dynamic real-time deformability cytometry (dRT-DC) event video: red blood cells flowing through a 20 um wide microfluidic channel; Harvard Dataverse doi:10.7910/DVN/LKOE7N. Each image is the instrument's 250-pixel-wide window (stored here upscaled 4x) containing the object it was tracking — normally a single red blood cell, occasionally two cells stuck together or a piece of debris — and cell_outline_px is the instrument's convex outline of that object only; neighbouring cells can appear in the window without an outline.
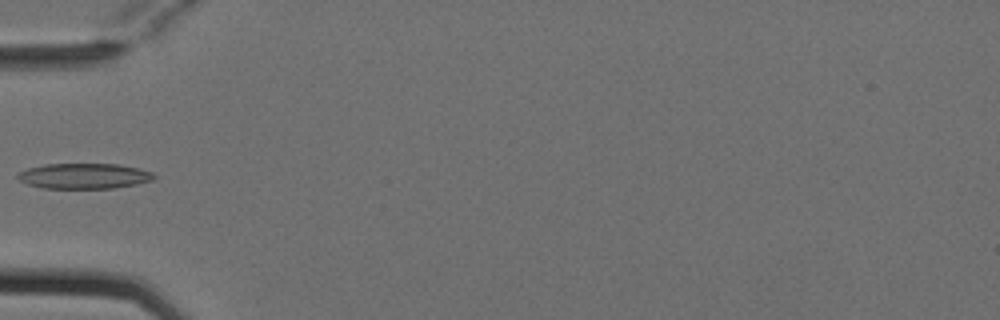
{"species": "Egyptian fruit bat (a non-hibernating species)", "species_latin": "Rousettus aegyptiacus", "temperature_condition": "cold", "stored_images_in_passage": 5, "camera_frame_rate_fps": 3000, "um_per_image_px": 0.085, "animal": {"sex": "female"}, "frame": {"image": 1, "passage_image": 5, "time_ms": 1.333, "image_size_px": [1000, 320], "cell_outline_px": [[156, 176], [152, 180], [136, 184], [112, 188], [44, 188], [28, 184], [20, 180], [16, 176], [20, 172], [28, 168], [44, 164], [120, 164], [140, 168], [152, 172]], "centroid_in_image_um": [7.17, 14.95], "position_along_channel_um": 77.8, "area_um2": 20.11}}